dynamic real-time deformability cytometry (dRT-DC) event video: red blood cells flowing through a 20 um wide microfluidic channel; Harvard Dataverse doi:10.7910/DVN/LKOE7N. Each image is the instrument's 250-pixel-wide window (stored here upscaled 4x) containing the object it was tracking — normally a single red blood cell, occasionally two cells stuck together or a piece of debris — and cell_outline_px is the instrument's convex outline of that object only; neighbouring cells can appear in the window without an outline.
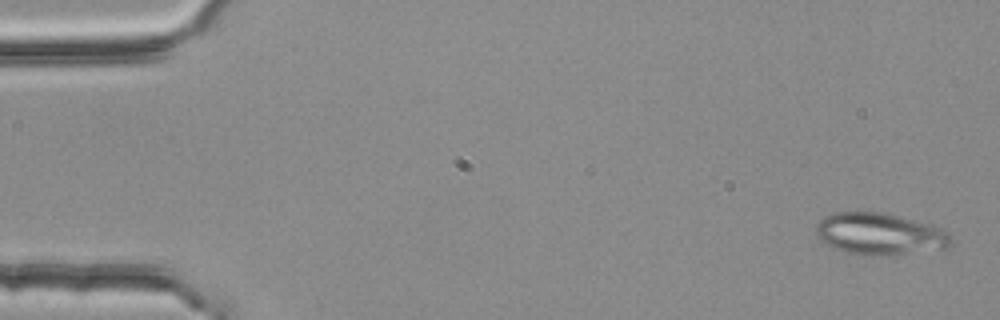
{"species": "common noctule bat (a hibernating species)", "species_latin": "Nyctalus noctula", "temperature_condition": "room temperature", "stored_images_in_passage": 4, "camera_frame_rate_fps": 3000, "um_per_image_px": 0.085, "animal": {"sex": "female", "body_mass_g": 25.1}, "frame": {"image": 1, "passage_image": 1, "time_ms": 0.0, "image_size_px": [1000, 320], "cell_outline_px": [[952, 244], [948, 248], [884, 256], [856, 256], [832, 248], [820, 240], [816, 236], [816, 224], [824, 216], [832, 212], [884, 212], [924, 224], [936, 228], [944, 232], [952, 240]], "centroid_in_image_um": [74.66, 19.92], "position_along_channel_um": 10.3, "area_um2": 32.89}}